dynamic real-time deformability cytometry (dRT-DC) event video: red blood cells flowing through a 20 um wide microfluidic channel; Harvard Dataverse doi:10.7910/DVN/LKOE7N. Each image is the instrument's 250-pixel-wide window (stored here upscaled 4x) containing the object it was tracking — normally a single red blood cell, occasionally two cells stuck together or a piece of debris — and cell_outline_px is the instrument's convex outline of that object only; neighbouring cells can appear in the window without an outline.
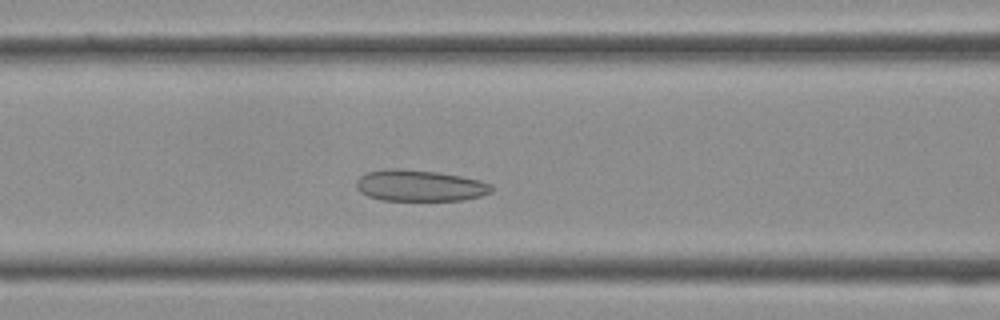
{"species": "Egyptian fruit bat (a non-hibernating species)", "species_latin": "Rousettus aegyptiacus", "temperature_condition": "cold", "stored_images_in_passage": 37, "segment_of_instrument_passage": [1, 2], "camera_frame_rate_fps": 3000, "um_per_image_px": 0.085, "frame": {"image": 1, "passage_image": 12, "time_ms": 3.667, "image_size_px": [1000, 320], "cell_outline_px": [[492, 192], [480, 196], [464, 200], [380, 200], [368, 196], [360, 192], [356, 188], [356, 180], [360, 176], [368, 172], [384, 168], [396, 168], [440, 172], [480, 180], [492, 184]], "centroid_in_image_um": [35.66, 15.77], "position_along_channel_um": 130.9, "area_um2": 24.85}}
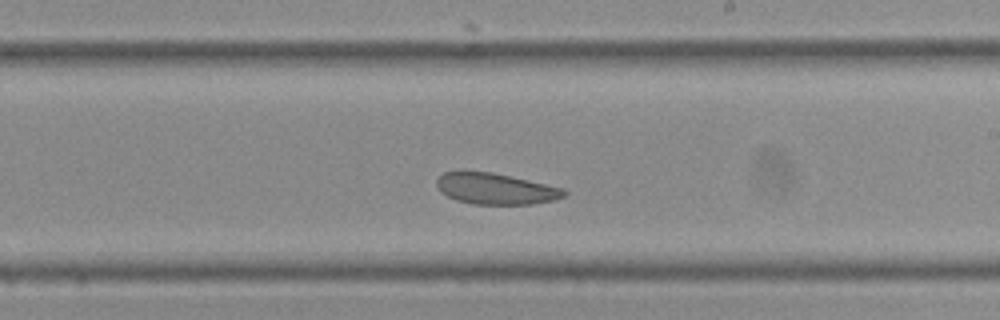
{"frame": {"image": 2, "passage_image": 19, "time_ms": 6.0, "image_size_px": [1000, 320], "cell_outline_px": [[568, 192], [564, 196], [552, 200], [532, 204], [472, 204], [456, 200], [440, 192], [436, 184], [436, 180], [444, 172], [460, 168], [492, 172], [564, 188]], "centroid_in_image_um": [42.05, 16.01], "position_along_channel_um": 247.0, "area_um2": 23.58}}
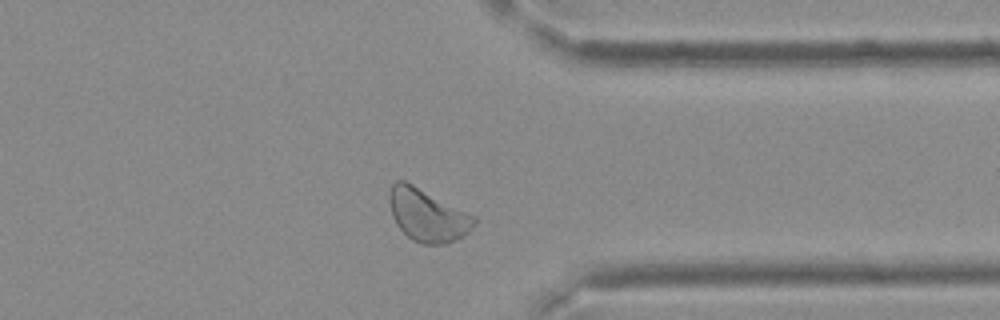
{"frame": {"image": 3, "passage_image": 27, "time_ms": 8.667, "image_size_px": [1000, 320], "cell_outline_px": [[476, 224], [468, 232], [456, 240], [444, 244], [424, 244], [412, 240], [396, 224], [392, 216], [388, 200], [388, 196], [392, 184], [396, 180], [404, 180], [476, 216]], "centroid_in_image_um": [36.32, 18.29], "position_along_channel_um": 375.1, "area_um2": 25.89}}